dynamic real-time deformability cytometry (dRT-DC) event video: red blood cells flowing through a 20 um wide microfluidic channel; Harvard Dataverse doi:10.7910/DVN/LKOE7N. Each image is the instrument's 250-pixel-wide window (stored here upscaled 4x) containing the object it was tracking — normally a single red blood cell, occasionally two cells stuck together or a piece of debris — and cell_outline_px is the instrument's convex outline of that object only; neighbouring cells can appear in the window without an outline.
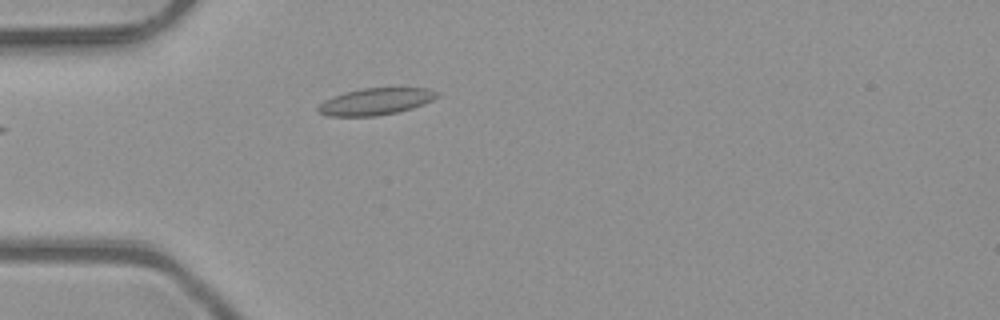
{"species": "common noctule bat (a hibernating species)", "species_latin": "Nyctalus noctula", "temperature_condition": "room temperature", "stored_images_in_passage": 1, "camera_frame_rate_fps": 3000, "um_per_image_px": 0.085, "animal": {"sex": "male", "body_mass_g": 23.1, "forearm_length_mm": 52.7}, "frame": {"image": 1, "passage_image": 1, "time_ms": 0.0, "image_size_px": [1000, 320], "cell_outline_px": [[440, 96], [424, 104], [412, 108], [396, 112], [376, 116], [328, 116], [316, 112], [316, 108], [324, 100], [332, 96], [344, 92], [360, 88], [428, 88], [440, 92]], "centroid_in_image_um": [31.92, 8.62], "position_along_channel_um": 53.1, "area_um2": 18.79}}